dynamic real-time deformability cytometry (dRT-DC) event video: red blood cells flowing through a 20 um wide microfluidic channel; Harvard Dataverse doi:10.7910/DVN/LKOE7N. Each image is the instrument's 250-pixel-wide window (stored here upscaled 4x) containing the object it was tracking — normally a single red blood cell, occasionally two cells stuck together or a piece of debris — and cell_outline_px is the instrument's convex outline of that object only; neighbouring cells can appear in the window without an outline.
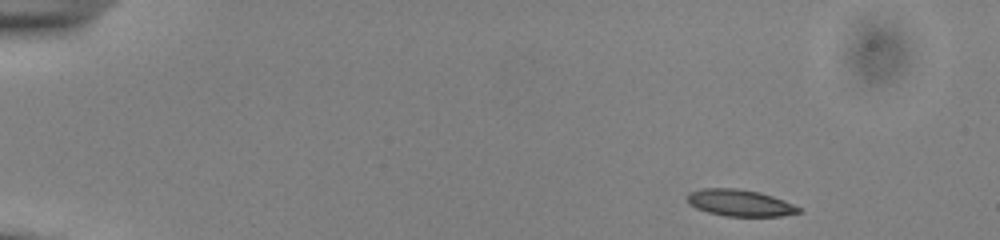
{"species": "common noctule bat (a hibernating species)", "species_latin": "Nyctalus noctula", "temperature_condition": "cold", "stored_images_in_passage": 48, "camera_frame_rate_fps": 3000, "um_per_image_px": 0.085, "animal": {"sex": "male", "body_mass_g": 13.0, "forearm_length_mm": 53.1}, "frame": {"image": 1, "passage_image": 1, "time_ms": 0.0, "image_size_px": [1000, 240], "cell_outline_px": [[800, 212], [780, 216], [724, 216], [708, 212], [696, 208], [688, 204], [688, 192], [700, 188], [736, 188], [760, 192], [784, 200], [800, 208]], "centroid_in_image_um": [62.85, 17.24], "position_along_channel_um": 22.2, "area_um2": 17.28}}
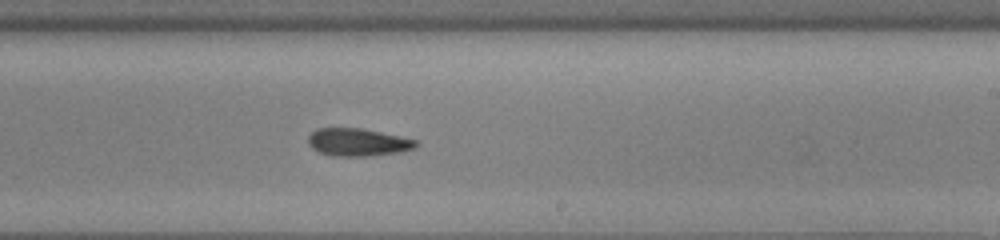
{"frame": {"image": 2, "passage_image": 28, "time_ms": 9.0, "image_size_px": [1000, 240], "cell_outline_px": [[420, 144], [416, 148], [404, 152], [372, 156], [332, 156], [320, 152], [312, 148], [308, 144], [308, 136], [316, 128], [360, 128], [400, 136], [416, 140]], "centroid_in_image_um": [30.45, 12.1], "position_along_channel_um": 258.5, "area_um2": 17.63}}
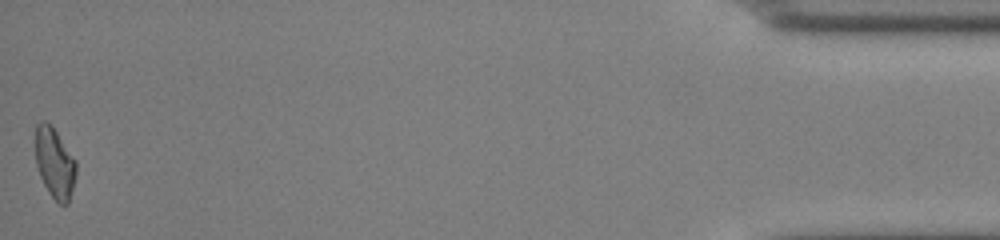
{"frame": {"image": 3, "passage_image": 48, "time_ms": 15.667, "image_size_px": [1000, 240], "cell_outline_px": [[76, 176], [68, 204], [60, 204], [48, 192], [40, 176], [36, 164], [36, 124], [40, 120], [44, 120], [56, 132], [76, 160]], "centroid_in_image_um": [4.65, 13.87], "position_along_channel_um": 430.5, "area_um2": 16.47}, "authors_computed_cell_mechanics": {"area_um2": 17.6868, "velocity_mm_per_s": 3.8606, "shape_relaxation_time_tau1_ms": 2.5385, "shape_relaxation_time_tau2_ms": 6.663, "deformation_change_tau1": 0.0814, "deformation_change_tau2": 0.1339}}